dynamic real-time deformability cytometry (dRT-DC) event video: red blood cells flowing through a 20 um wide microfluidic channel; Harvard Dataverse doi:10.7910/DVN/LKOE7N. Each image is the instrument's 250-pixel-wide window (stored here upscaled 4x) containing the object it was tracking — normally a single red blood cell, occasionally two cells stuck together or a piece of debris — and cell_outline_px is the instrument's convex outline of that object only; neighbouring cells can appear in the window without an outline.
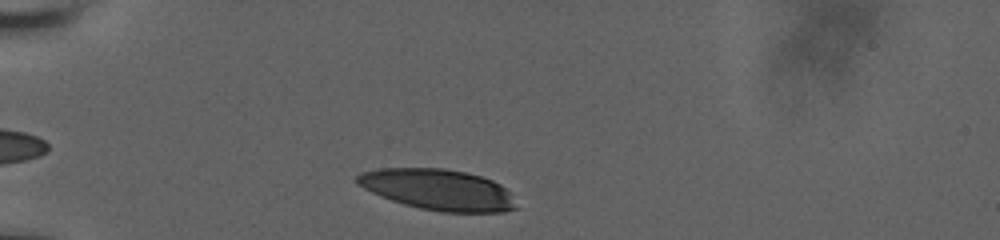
{"species": "human", "species_latin": "Homo sapiens", "temperature_condition": "room temperature", "stored_images_in_passage": 7, "camera_frame_rate_fps": 3000, "um_per_image_px": 0.085, "donor": {"sex": "male"}, "frame": {"image": 1, "passage_image": 1, "time_ms": 0.0, "image_size_px": [1000, 240], "cell_outline_px": [[520, 208], [504, 212], [440, 212], [420, 208], [404, 204], [380, 196], [356, 184], [352, 180], [360, 172], [380, 168], [444, 168], [464, 172], [480, 176], [492, 180], [500, 184], [512, 192]], "centroid_in_image_um": [37.27, 16.12], "position_along_channel_um": 47.7, "area_um2": 38.44}}
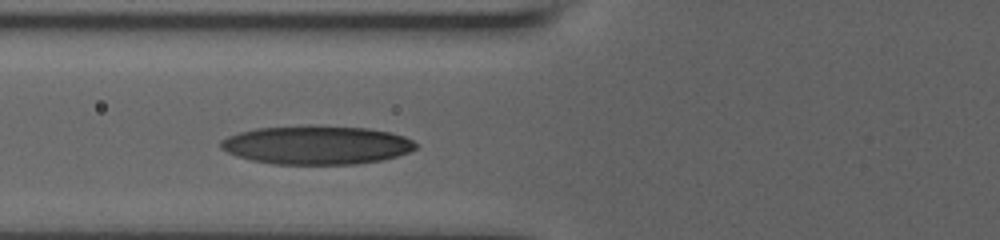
{"frame": {"image": 2, "passage_image": 5, "time_ms": 2.333, "image_size_px": [1000, 240], "cell_outline_px": [[416, 148], [408, 152], [384, 160], [356, 164], [272, 164], [252, 160], [236, 156], [220, 148], [220, 140], [228, 136], [240, 132], [256, 128], [304, 124], [320, 124], [368, 128], [392, 132], [404, 136], [412, 140], [416, 144]], "centroid_in_image_um": [26.9, 12.3], "position_along_channel_um": 98.9, "area_um2": 44.68}}
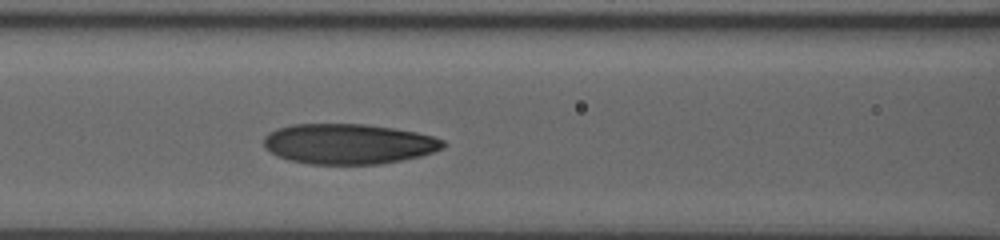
{"frame": {"image": 3, "passage_image": 7, "time_ms": 3.333, "image_size_px": [1000, 240], "cell_outline_px": [[448, 144], [444, 148], [420, 156], [380, 164], [308, 164], [288, 160], [276, 156], [264, 148], [264, 136], [268, 132], [276, 128], [292, 124], [364, 124], [392, 128], [416, 132], [432, 136], [444, 140]], "centroid_in_image_um": [29.59, 12.23], "position_along_channel_um": 137.0, "area_um2": 42.37}}